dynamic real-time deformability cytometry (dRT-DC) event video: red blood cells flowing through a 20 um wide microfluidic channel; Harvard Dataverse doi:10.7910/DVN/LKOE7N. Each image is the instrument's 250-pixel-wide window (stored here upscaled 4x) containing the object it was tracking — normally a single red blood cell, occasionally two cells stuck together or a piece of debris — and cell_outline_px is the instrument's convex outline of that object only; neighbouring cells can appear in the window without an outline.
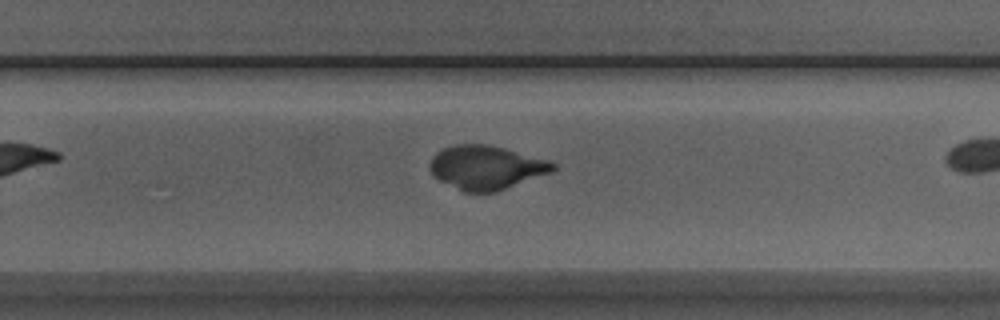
{"species": "Egyptian fruit bat (a non-hibernating species)", "species_latin": "Rousettus aegyptiacus", "temperature_condition": "room temperature", "stored_images_in_passage": 26, "camera_frame_rate_fps": 3000, "um_per_image_px": 0.085, "animal": {"sex": "male"}, "frame": {"image": 1, "passage_image": 19, "time_ms": 6.0, "image_size_px": [1000, 320], "cell_outline_px": [[556, 168], [552, 172], [496, 192], [464, 192], [432, 176], [428, 168], [432, 156], [436, 152], [452, 144], [484, 144], [504, 148], [548, 160], [556, 164]], "centroid_in_image_um": [41.3, 14.23], "position_along_channel_um": 288.5, "area_um2": 31.5}}
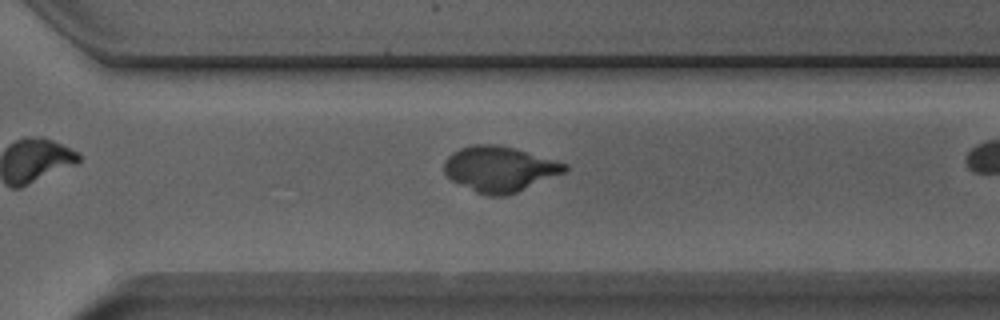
{"frame": {"image": 2, "passage_image": 22, "time_ms": 7.0, "image_size_px": [1000, 320], "cell_outline_px": [[568, 168], [564, 172], [516, 192], [504, 196], [488, 196], [476, 192], [452, 180], [444, 172], [444, 160], [452, 152], [460, 148], [472, 144], [496, 144], [512, 148], [568, 164]], "centroid_in_image_um": [42.41, 14.36], "position_along_channel_um": 328.2, "area_um2": 31.44}}